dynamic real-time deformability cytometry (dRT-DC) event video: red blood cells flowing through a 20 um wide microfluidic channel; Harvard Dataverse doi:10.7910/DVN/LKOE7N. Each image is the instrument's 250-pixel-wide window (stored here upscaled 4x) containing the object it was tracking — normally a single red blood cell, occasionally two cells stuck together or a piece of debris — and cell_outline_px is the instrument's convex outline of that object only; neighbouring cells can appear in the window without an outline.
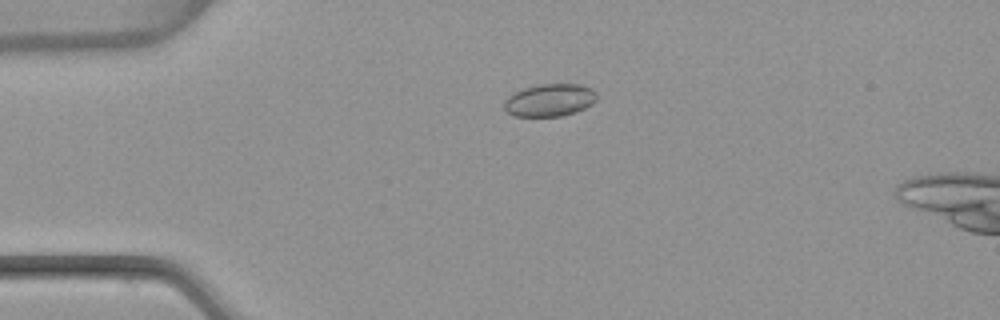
{"species": "common noctule bat (a hibernating species)", "species_latin": "Nyctalus noctula", "temperature_condition": "warm", "stored_images_in_passage": 53, "segment_of_instrument_passage": [1, 2], "camera_frame_rate_fps": 3000, "um_per_image_px": 0.085, "animal": {"sex": "female", "body_mass_g": 22.7, "forearm_length_mm": 54.2}, "frame": {"image": 1, "passage_image": 11, "time_ms": 3.333, "image_size_px": [1000, 320], "cell_outline_px": [[596, 100], [592, 104], [576, 112], [560, 116], [512, 116], [504, 108], [504, 100], [508, 96], [524, 88], [540, 84], [580, 84], [592, 88], [596, 92]], "centroid_in_image_um": [46.73, 8.51], "position_along_channel_um": 38.3, "area_um2": 17.57}}
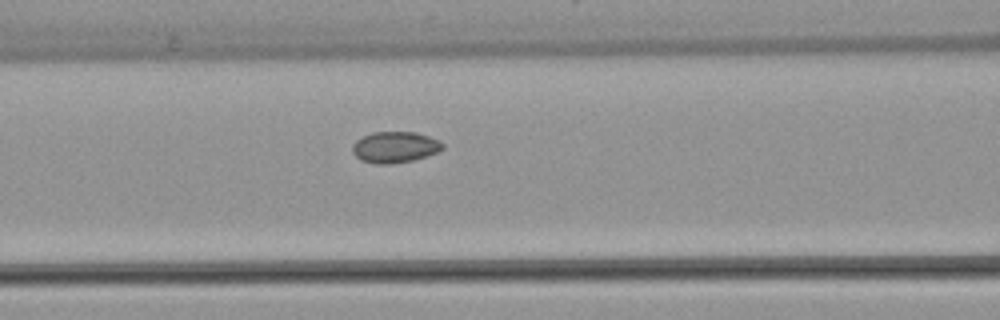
{"frame": {"image": 2, "passage_image": 21, "time_ms": 6.667, "image_size_px": [1000, 320], "cell_outline_px": [[444, 148], [436, 152], [412, 160], [388, 164], [376, 164], [360, 160], [352, 152], [352, 144], [356, 140], [372, 132], [416, 132], [440, 140], [444, 144]], "centroid_in_image_um": [33.55, 12.5], "position_along_channel_um": 133.1, "area_um2": 16.3}}
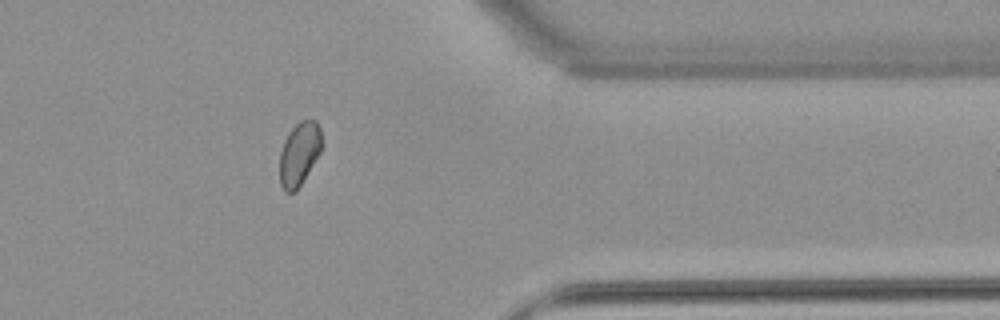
{"frame": {"image": 3, "passage_image": 42, "time_ms": 13.667, "image_size_px": [1000, 320], "cell_outline_px": [[320, 152], [296, 192], [284, 192], [280, 184], [280, 152], [284, 140], [288, 132], [300, 120], [316, 120], [320, 128]], "centroid_in_image_um": [25.4, 13.08], "position_along_channel_um": 386.0, "area_um2": 15.37}}